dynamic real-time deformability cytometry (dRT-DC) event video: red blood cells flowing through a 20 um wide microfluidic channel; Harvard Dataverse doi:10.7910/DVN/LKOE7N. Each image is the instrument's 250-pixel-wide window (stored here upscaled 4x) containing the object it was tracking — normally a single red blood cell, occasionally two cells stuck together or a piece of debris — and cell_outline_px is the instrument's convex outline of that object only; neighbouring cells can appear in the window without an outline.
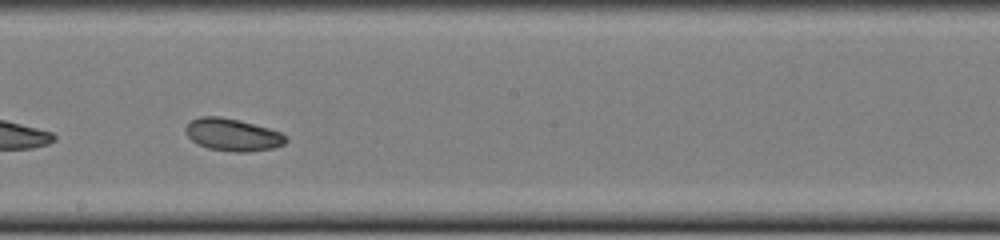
{"species": "common noctule bat (a hibernating species)", "species_latin": "Nyctalus noctula", "temperature_condition": "cold", "stored_images_in_passage": 35, "camera_frame_rate_fps": 3000, "um_per_image_px": 0.085, "animal": {"sex": "female", "body_mass_g": 22.0, "forearm_length_mm": 56.7}, "frame": {"image": 1, "passage_image": 20, "time_ms": 6.333, "image_size_px": [1000, 240], "cell_outline_px": [[288, 140], [284, 144], [272, 148], [248, 152], [232, 152], [208, 148], [196, 144], [188, 136], [184, 128], [192, 120], [200, 116], [220, 116], [240, 120], [268, 128], [280, 132]], "centroid_in_image_um": [19.75, 11.45], "position_along_channel_um": 228.4, "area_um2": 18.9}, "authors_computed_cell_mechanics": {"area_um2": 19.074, "velocity_mm_per_s": 3.8567, "shape_relaxation_time_tau1_ms": null, "shape_relaxation_time_tau2_ms": 5.3044, "deformation_change_tau1": null, "deformation_change_tau2": 0.0776}}